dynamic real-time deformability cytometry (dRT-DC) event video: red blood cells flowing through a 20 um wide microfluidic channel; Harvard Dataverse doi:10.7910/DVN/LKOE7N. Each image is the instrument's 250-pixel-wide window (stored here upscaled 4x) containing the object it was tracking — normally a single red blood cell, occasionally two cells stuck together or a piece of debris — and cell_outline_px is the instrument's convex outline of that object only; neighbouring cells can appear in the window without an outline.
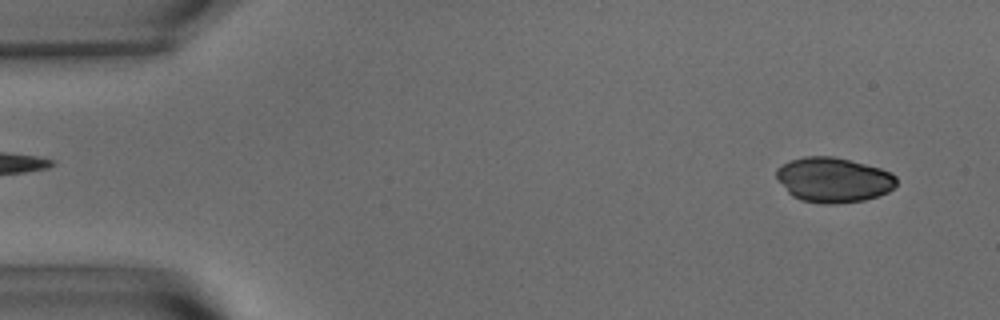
{"species": "common noctule bat (a hibernating species)", "species_latin": "Nyctalus noctula", "temperature_condition": "warm", "stored_images_in_passage": 56, "camera_frame_rate_fps": 3000, "um_per_image_px": 0.085, "animal": {"sex": "male", "body_mass_g": 15.6}, "frame": {"image": 1, "passage_image": 4, "time_ms": 1.0, "image_size_px": [1000, 320], "cell_outline_px": [[896, 184], [888, 192], [864, 200], [836, 204], [824, 204], [800, 200], [792, 196], [776, 180], [776, 168], [792, 160], [804, 156], [832, 156], [880, 168], [892, 172], [896, 176]], "centroid_in_image_um": [70.82, 15.29], "position_along_channel_um": 14.2, "area_um2": 31.44}}
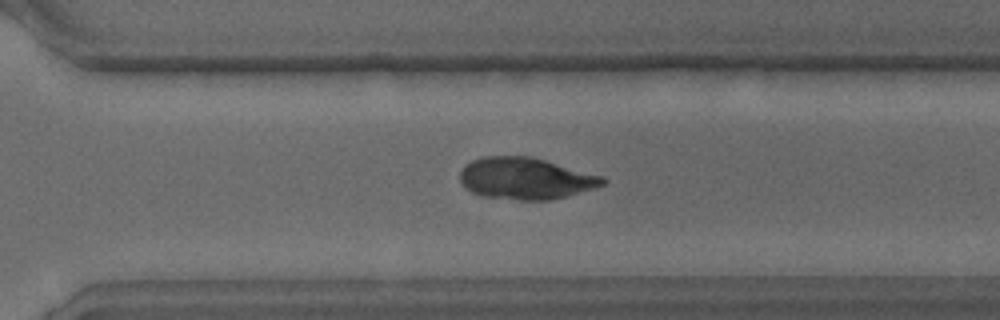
{"frame": {"image": 2, "passage_image": 39, "time_ms": 12.667, "image_size_px": [1000, 320], "cell_outline_px": [[608, 180], [604, 184], [596, 188], [552, 200], [520, 200], [484, 196], [472, 192], [460, 180], [460, 172], [464, 164], [480, 156], [528, 156], [544, 160], [604, 176]], "centroid_in_image_um": [44.7, 15.16], "position_along_channel_um": 325.9, "area_um2": 34.68}}
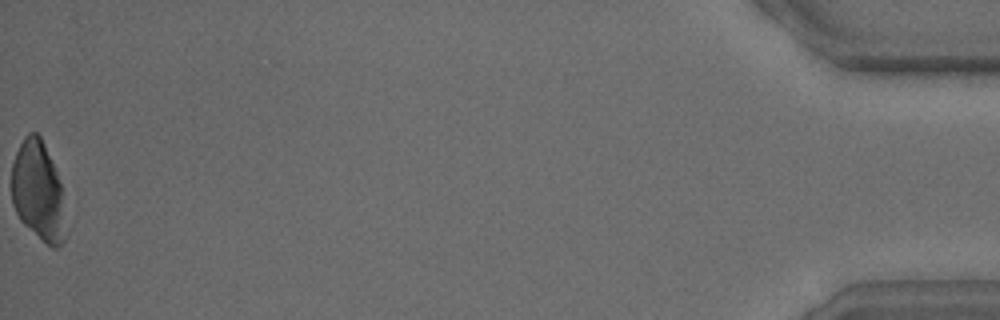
{"frame": {"image": 3, "passage_image": 56, "time_ms": 18.333, "image_size_px": [1000, 320], "cell_outline_px": [[68, 236], [56, 248], [52, 248], [24, 224], [20, 220], [12, 204], [12, 164], [16, 152], [24, 136], [28, 132], [36, 132], [40, 136], [44, 144], [56, 172], [60, 184]], "centroid_in_image_um": [3.25, 16.28], "position_along_channel_um": 432.0, "area_um2": 31.27}}